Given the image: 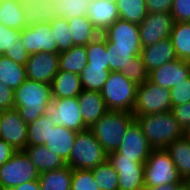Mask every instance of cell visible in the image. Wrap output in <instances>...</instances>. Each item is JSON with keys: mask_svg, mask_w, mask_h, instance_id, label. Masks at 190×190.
<instances>
[{"mask_svg": "<svg viewBox=\"0 0 190 190\" xmlns=\"http://www.w3.org/2000/svg\"><path fill=\"white\" fill-rule=\"evenodd\" d=\"M179 184H164L156 187H144L143 190H176Z\"/></svg>", "mask_w": 190, "mask_h": 190, "instance_id": "obj_51", "label": "cell"}, {"mask_svg": "<svg viewBox=\"0 0 190 190\" xmlns=\"http://www.w3.org/2000/svg\"><path fill=\"white\" fill-rule=\"evenodd\" d=\"M87 17L100 34L104 33L119 19L115 1L91 0Z\"/></svg>", "mask_w": 190, "mask_h": 190, "instance_id": "obj_20", "label": "cell"}, {"mask_svg": "<svg viewBox=\"0 0 190 190\" xmlns=\"http://www.w3.org/2000/svg\"><path fill=\"white\" fill-rule=\"evenodd\" d=\"M119 18L134 24H140L147 16L145 0H116Z\"/></svg>", "mask_w": 190, "mask_h": 190, "instance_id": "obj_32", "label": "cell"}, {"mask_svg": "<svg viewBox=\"0 0 190 190\" xmlns=\"http://www.w3.org/2000/svg\"><path fill=\"white\" fill-rule=\"evenodd\" d=\"M72 173L68 165L41 173L38 178L41 190H71Z\"/></svg>", "mask_w": 190, "mask_h": 190, "instance_id": "obj_28", "label": "cell"}, {"mask_svg": "<svg viewBox=\"0 0 190 190\" xmlns=\"http://www.w3.org/2000/svg\"><path fill=\"white\" fill-rule=\"evenodd\" d=\"M134 117L153 149H165L176 139L185 136V130L171 111Z\"/></svg>", "mask_w": 190, "mask_h": 190, "instance_id": "obj_2", "label": "cell"}, {"mask_svg": "<svg viewBox=\"0 0 190 190\" xmlns=\"http://www.w3.org/2000/svg\"><path fill=\"white\" fill-rule=\"evenodd\" d=\"M173 25L171 13H148L139 24L141 46L146 47L169 38Z\"/></svg>", "mask_w": 190, "mask_h": 190, "instance_id": "obj_14", "label": "cell"}, {"mask_svg": "<svg viewBox=\"0 0 190 190\" xmlns=\"http://www.w3.org/2000/svg\"><path fill=\"white\" fill-rule=\"evenodd\" d=\"M185 181L190 185V176Z\"/></svg>", "mask_w": 190, "mask_h": 190, "instance_id": "obj_55", "label": "cell"}, {"mask_svg": "<svg viewBox=\"0 0 190 190\" xmlns=\"http://www.w3.org/2000/svg\"><path fill=\"white\" fill-rule=\"evenodd\" d=\"M102 35L107 39V48L132 49L141 52L139 25L118 19Z\"/></svg>", "mask_w": 190, "mask_h": 190, "instance_id": "obj_12", "label": "cell"}, {"mask_svg": "<svg viewBox=\"0 0 190 190\" xmlns=\"http://www.w3.org/2000/svg\"><path fill=\"white\" fill-rule=\"evenodd\" d=\"M91 0H55L56 17L66 19L87 16Z\"/></svg>", "mask_w": 190, "mask_h": 190, "instance_id": "obj_37", "label": "cell"}, {"mask_svg": "<svg viewBox=\"0 0 190 190\" xmlns=\"http://www.w3.org/2000/svg\"><path fill=\"white\" fill-rule=\"evenodd\" d=\"M29 53L24 48L22 40L19 39L10 49H7L4 56L9 57L15 63L25 66L29 59Z\"/></svg>", "mask_w": 190, "mask_h": 190, "instance_id": "obj_45", "label": "cell"}, {"mask_svg": "<svg viewBox=\"0 0 190 190\" xmlns=\"http://www.w3.org/2000/svg\"><path fill=\"white\" fill-rule=\"evenodd\" d=\"M109 73V67L86 66L80 73L83 89L100 92Z\"/></svg>", "mask_w": 190, "mask_h": 190, "instance_id": "obj_34", "label": "cell"}, {"mask_svg": "<svg viewBox=\"0 0 190 190\" xmlns=\"http://www.w3.org/2000/svg\"><path fill=\"white\" fill-rule=\"evenodd\" d=\"M39 176L38 169L26 153L17 151L0 167V187L15 188L17 185L37 180Z\"/></svg>", "mask_w": 190, "mask_h": 190, "instance_id": "obj_8", "label": "cell"}, {"mask_svg": "<svg viewBox=\"0 0 190 190\" xmlns=\"http://www.w3.org/2000/svg\"><path fill=\"white\" fill-rule=\"evenodd\" d=\"M108 153L89 130L77 132L69 161L72 170H92L107 160Z\"/></svg>", "mask_w": 190, "mask_h": 190, "instance_id": "obj_5", "label": "cell"}, {"mask_svg": "<svg viewBox=\"0 0 190 190\" xmlns=\"http://www.w3.org/2000/svg\"><path fill=\"white\" fill-rule=\"evenodd\" d=\"M170 39L178 59L188 60L190 58V22H174Z\"/></svg>", "mask_w": 190, "mask_h": 190, "instance_id": "obj_31", "label": "cell"}, {"mask_svg": "<svg viewBox=\"0 0 190 190\" xmlns=\"http://www.w3.org/2000/svg\"><path fill=\"white\" fill-rule=\"evenodd\" d=\"M176 190H190V185L183 180L177 187Z\"/></svg>", "mask_w": 190, "mask_h": 190, "instance_id": "obj_52", "label": "cell"}, {"mask_svg": "<svg viewBox=\"0 0 190 190\" xmlns=\"http://www.w3.org/2000/svg\"><path fill=\"white\" fill-rule=\"evenodd\" d=\"M44 115L49 116L55 126H63L76 132L88 129L84 125L77 97L52 99L47 104Z\"/></svg>", "mask_w": 190, "mask_h": 190, "instance_id": "obj_9", "label": "cell"}, {"mask_svg": "<svg viewBox=\"0 0 190 190\" xmlns=\"http://www.w3.org/2000/svg\"><path fill=\"white\" fill-rule=\"evenodd\" d=\"M138 85L121 72L110 71L107 81L100 91L108 111L132 113L135 106Z\"/></svg>", "mask_w": 190, "mask_h": 190, "instance_id": "obj_4", "label": "cell"}, {"mask_svg": "<svg viewBox=\"0 0 190 190\" xmlns=\"http://www.w3.org/2000/svg\"><path fill=\"white\" fill-rule=\"evenodd\" d=\"M15 190H41L39 179L17 185Z\"/></svg>", "mask_w": 190, "mask_h": 190, "instance_id": "obj_50", "label": "cell"}, {"mask_svg": "<svg viewBox=\"0 0 190 190\" xmlns=\"http://www.w3.org/2000/svg\"><path fill=\"white\" fill-rule=\"evenodd\" d=\"M17 152L10 144L0 139V167Z\"/></svg>", "mask_w": 190, "mask_h": 190, "instance_id": "obj_49", "label": "cell"}, {"mask_svg": "<svg viewBox=\"0 0 190 190\" xmlns=\"http://www.w3.org/2000/svg\"><path fill=\"white\" fill-rule=\"evenodd\" d=\"M171 15L174 22H190V0H173Z\"/></svg>", "mask_w": 190, "mask_h": 190, "instance_id": "obj_44", "label": "cell"}, {"mask_svg": "<svg viewBox=\"0 0 190 190\" xmlns=\"http://www.w3.org/2000/svg\"><path fill=\"white\" fill-rule=\"evenodd\" d=\"M21 40L29 54L39 52L57 53V42L50 23H39L22 30Z\"/></svg>", "mask_w": 190, "mask_h": 190, "instance_id": "obj_16", "label": "cell"}, {"mask_svg": "<svg viewBox=\"0 0 190 190\" xmlns=\"http://www.w3.org/2000/svg\"><path fill=\"white\" fill-rule=\"evenodd\" d=\"M121 73L137 85H141L149 80V72L147 71L140 55L134 57L132 63L128 66L127 71H121Z\"/></svg>", "mask_w": 190, "mask_h": 190, "instance_id": "obj_40", "label": "cell"}, {"mask_svg": "<svg viewBox=\"0 0 190 190\" xmlns=\"http://www.w3.org/2000/svg\"><path fill=\"white\" fill-rule=\"evenodd\" d=\"M153 148L143 134L141 126L135 120L127 129L116 152L121 158L131 159L132 162L145 163Z\"/></svg>", "mask_w": 190, "mask_h": 190, "instance_id": "obj_13", "label": "cell"}, {"mask_svg": "<svg viewBox=\"0 0 190 190\" xmlns=\"http://www.w3.org/2000/svg\"><path fill=\"white\" fill-rule=\"evenodd\" d=\"M0 139L16 151L28 146V125L16 108L0 111Z\"/></svg>", "mask_w": 190, "mask_h": 190, "instance_id": "obj_10", "label": "cell"}, {"mask_svg": "<svg viewBox=\"0 0 190 190\" xmlns=\"http://www.w3.org/2000/svg\"><path fill=\"white\" fill-rule=\"evenodd\" d=\"M190 76L187 60L176 59L149 72V81L166 89L174 88Z\"/></svg>", "mask_w": 190, "mask_h": 190, "instance_id": "obj_17", "label": "cell"}, {"mask_svg": "<svg viewBox=\"0 0 190 190\" xmlns=\"http://www.w3.org/2000/svg\"><path fill=\"white\" fill-rule=\"evenodd\" d=\"M22 30L8 28L0 23V56L21 39Z\"/></svg>", "mask_w": 190, "mask_h": 190, "instance_id": "obj_42", "label": "cell"}, {"mask_svg": "<svg viewBox=\"0 0 190 190\" xmlns=\"http://www.w3.org/2000/svg\"><path fill=\"white\" fill-rule=\"evenodd\" d=\"M0 190H15V188H10V187H0Z\"/></svg>", "mask_w": 190, "mask_h": 190, "instance_id": "obj_54", "label": "cell"}, {"mask_svg": "<svg viewBox=\"0 0 190 190\" xmlns=\"http://www.w3.org/2000/svg\"><path fill=\"white\" fill-rule=\"evenodd\" d=\"M77 132L63 126L51 128L49 139L44 144L47 149L53 151L65 163L69 161V156L74 145Z\"/></svg>", "mask_w": 190, "mask_h": 190, "instance_id": "obj_23", "label": "cell"}, {"mask_svg": "<svg viewBox=\"0 0 190 190\" xmlns=\"http://www.w3.org/2000/svg\"><path fill=\"white\" fill-rule=\"evenodd\" d=\"M14 108V91L0 82V111Z\"/></svg>", "mask_w": 190, "mask_h": 190, "instance_id": "obj_48", "label": "cell"}, {"mask_svg": "<svg viewBox=\"0 0 190 190\" xmlns=\"http://www.w3.org/2000/svg\"><path fill=\"white\" fill-rule=\"evenodd\" d=\"M26 80L25 66L15 63L9 57L0 56V82L13 91L20 87Z\"/></svg>", "mask_w": 190, "mask_h": 190, "instance_id": "obj_27", "label": "cell"}, {"mask_svg": "<svg viewBox=\"0 0 190 190\" xmlns=\"http://www.w3.org/2000/svg\"><path fill=\"white\" fill-rule=\"evenodd\" d=\"M171 112L176 121L186 131L190 127V102L179 106H172Z\"/></svg>", "mask_w": 190, "mask_h": 190, "instance_id": "obj_46", "label": "cell"}, {"mask_svg": "<svg viewBox=\"0 0 190 190\" xmlns=\"http://www.w3.org/2000/svg\"><path fill=\"white\" fill-rule=\"evenodd\" d=\"M172 106H179L190 102V76L183 82L170 89Z\"/></svg>", "mask_w": 190, "mask_h": 190, "instance_id": "obj_43", "label": "cell"}, {"mask_svg": "<svg viewBox=\"0 0 190 190\" xmlns=\"http://www.w3.org/2000/svg\"><path fill=\"white\" fill-rule=\"evenodd\" d=\"M84 125L90 128L108 112L106 103L99 91L85 90L77 96Z\"/></svg>", "mask_w": 190, "mask_h": 190, "instance_id": "obj_19", "label": "cell"}, {"mask_svg": "<svg viewBox=\"0 0 190 190\" xmlns=\"http://www.w3.org/2000/svg\"><path fill=\"white\" fill-rule=\"evenodd\" d=\"M53 120L46 115H41L28 125V146L44 145L49 139L51 128H54Z\"/></svg>", "mask_w": 190, "mask_h": 190, "instance_id": "obj_33", "label": "cell"}, {"mask_svg": "<svg viewBox=\"0 0 190 190\" xmlns=\"http://www.w3.org/2000/svg\"><path fill=\"white\" fill-rule=\"evenodd\" d=\"M53 99L77 97L82 91L80 75L69 71H58L51 83Z\"/></svg>", "mask_w": 190, "mask_h": 190, "instance_id": "obj_22", "label": "cell"}, {"mask_svg": "<svg viewBox=\"0 0 190 190\" xmlns=\"http://www.w3.org/2000/svg\"><path fill=\"white\" fill-rule=\"evenodd\" d=\"M25 27L50 23L56 18L55 0H22Z\"/></svg>", "mask_w": 190, "mask_h": 190, "instance_id": "obj_21", "label": "cell"}, {"mask_svg": "<svg viewBox=\"0 0 190 190\" xmlns=\"http://www.w3.org/2000/svg\"><path fill=\"white\" fill-rule=\"evenodd\" d=\"M108 65L110 71H127L134 57L139 56L141 52H132V49L107 48Z\"/></svg>", "mask_w": 190, "mask_h": 190, "instance_id": "obj_38", "label": "cell"}, {"mask_svg": "<svg viewBox=\"0 0 190 190\" xmlns=\"http://www.w3.org/2000/svg\"><path fill=\"white\" fill-rule=\"evenodd\" d=\"M87 65L109 67L107 54V39L101 34L86 45Z\"/></svg>", "mask_w": 190, "mask_h": 190, "instance_id": "obj_36", "label": "cell"}, {"mask_svg": "<svg viewBox=\"0 0 190 190\" xmlns=\"http://www.w3.org/2000/svg\"><path fill=\"white\" fill-rule=\"evenodd\" d=\"M107 160L118 173V190H143L144 163L121 158V154L116 151L108 153Z\"/></svg>", "mask_w": 190, "mask_h": 190, "instance_id": "obj_11", "label": "cell"}, {"mask_svg": "<svg viewBox=\"0 0 190 190\" xmlns=\"http://www.w3.org/2000/svg\"><path fill=\"white\" fill-rule=\"evenodd\" d=\"M140 56L148 72L178 59L170 37L142 47Z\"/></svg>", "mask_w": 190, "mask_h": 190, "instance_id": "obj_18", "label": "cell"}, {"mask_svg": "<svg viewBox=\"0 0 190 190\" xmlns=\"http://www.w3.org/2000/svg\"><path fill=\"white\" fill-rule=\"evenodd\" d=\"M87 63L86 46H73L59 53V71H69L80 75Z\"/></svg>", "mask_w": 190, "mask_h": 190, "instance_id": "obj_29", "label": "cell"}, {"mask_svg": "<svg viewBox=\"0 0 190 190\" xmlns=\"http://www.w3.org/2000/svg\"><path fill=\"white\" fill-rule=\"evenodd\" d=\"M50 29L53 30L55 42H57V53L66 51L73 47V40L66 18L56 17L50 22Z\"/></svg>", "mask_w": 190, "mask_h": 190, "instance_id": "obj_39", "label": "cell"}, {"mask_svg": "<svg viewBox=\"0 0 190 190\" xmlns=\"http://www.w3.org/2000/svg\"><path fill=\"white\" fill-rule=\"evenodd\" d=\"M185 136L190 139V127L185 131Z\"/></svg>", "mask_w": 190, "mask_h": 190, "instance_id": "obj_53", "label": "cell"}, {"mask_svg": "<svg viewBox=\"0 0 190 190\" xmlns=\"http://www.w3.org/2000/svg\"><path fill=\"white\" fill-rule=\"evenodd\" d=\"M182 181L166 149H153L144 163V187L180 184Z\"/></svg>", "mask_w": 190, "mask_h": 190, "instance_id": "obj_6", "label": "cell"}, {"mask_svg": "<svg viewBox=\"0 0 190 190\" xmlns=\"http://www.w3.org/2000/svg\"><path fill=\"white\" fill-rule=\"evenodd\" d=\"M23 151L40 174L66 166V163L45 145L27 146Z\"/></svg>", "mask_w": 190, "mask_h": 190, "instance_id": "obj_24", "label": "cell"}, {"mask_svg": "<svg viewBox=\"0 0 190 190\" xmlns=\"http://www.w3.org/2000/svg\"><path fill=\"white\" fill-rule=\"evenodd\" d=\"M179 175L186 180L190 176V139L186 136L176 139L166 148Z\"/></svg>", "mask_w": 190, "mask_h": 190, "instance_id": "obj_25", "label": "cell"}, {"mask_svg": "<svg viewBox=\"0 0 190 190\" xmlns=\"http://www.w3.org/2000/svg\"><path fill=\"white\" fill-rule=\"evenodd\" d=\"M52 99L51 84L29 78L14 90V108L27 125L44 115L46 106Z\"/></svg>", "mask_w": 190, "mask_h": 190, "instance_id": "obj_1", "label": "cell"}, {"mask_svg": "<svg viewBox=\"0 0 190 190\" xmlns=\"http://www.w3.org/2000/svg\"><path fill=\"white\" fill-rule=\"evenodd\" d=\"M147 12L154 13H171L173 0H145Z\"/></svg>", "mask_w": 190, "mask_h": 190, "instance_id": "obj_47", "label": "cell"}, {"mask_svg": "<svg viewBox=\"0 0 190 190\" xmlns=\"http://www.w3.org/2000/svg\"><path fill=\"white\" fill-rule=\"evenodd\" d=\"M170 90L147 80L137 87L134 116L159 114L171 111Z\"/></svg>", "mask_w": 190, "mask_h": 190, "instance_id": "obj_7", "label": "cell"}, {"mask_svg": "<svg viewBox=\"0 0 190 190\" xmlns=\"http://www.w3.org/2000/svg\"><path fill=\"white\" fill-rule=\"evenodd\" d=\"M59 71V53L39 52L29 55L25 64L26 78L51 84Z\"/></svg>", "mask_w": 190, "mask_h": 190, "instance_id": "obj_15", "label": "cell"}, {"mask_svg": "<svg viewBox=\"0 0 190 190\" xmlns=\"http://www.w3.org/2000/svg\"><path fill=\"white\" fill-rule=\"evenodd\" d=\"M71 190H100L92 170H73Z\"/></svg>", "mask_w": 190, "mask_h": 190, "instance_id": "obj_41", "label": "cell"}, {"mask_svg": "<svg viewBox=\"0 0 190 190\" xmlns=\"http://www.w3.org/2000/svg\"><path fill=\"white\" fill-rule=\"evenodd\" d=\"M25 15L22 0H1L0 23L8 28L23 30Z\"/></svg>", "mask_w": 190, "mask_h": 190, "instance_id": "obj_30", "label": "cell"}, {"mask_svg": "<svg viewBox=\"0 0 190 190\" xmlns=\"http://www.w3.org/2000/svg\"><path fill=\"white\" fill-rule=\"evenodd\" d=\"M67 21L73 46H86L89 42L101 35L87 16H79L67 19Z\"/></svg>", "mask_w": 190, "mask_h": 190, "instance_id": "obj_26", "label": "cell"}, {"mask_svg": "<svg viewBox=\"0 0 190 190\" xmlns=\"http://www.w3.org/2000/svg\"><path fill=\"white\" fill-rule=\"evenodd\" d=\"M135 121L133 113L127 111H108L90 128H88L110 153L119 147L128 127Z\"/></svg>", "mask_w": 190, "mask_h": 190, "instance_id": "obj_3", "label": "cell"}, {"mask_svg": "<svg viewBox=\"0 0 190 190\" xmlns=\"http://www.w3.org/2000/svg\"><path fill=\"white\" fill-rule=\"evenodd\" d=\"M92 173L100 190H118L119 176L108 160L92 169Z\"/></svg>", "mask_w": 190, "mask_h": 190, "instance_id": "obj_35", "label": "cell"}]
</instances>
